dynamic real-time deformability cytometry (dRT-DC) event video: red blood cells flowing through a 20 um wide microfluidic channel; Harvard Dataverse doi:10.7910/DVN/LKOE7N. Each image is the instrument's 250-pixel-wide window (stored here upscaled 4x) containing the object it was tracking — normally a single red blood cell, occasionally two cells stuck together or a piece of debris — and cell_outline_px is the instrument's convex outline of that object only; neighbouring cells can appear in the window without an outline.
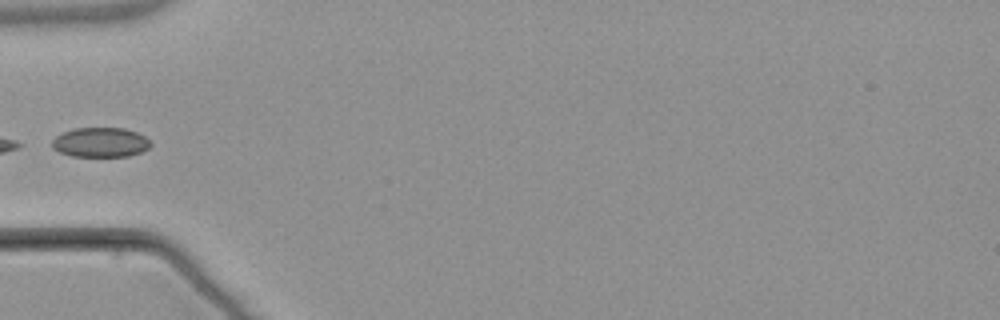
{"species": "common noctule bat (a hibernating species)", "species_latin": "Nyctalus noctula", "temperature_condition": "warm", "stored_images_in_passage": 5, "camera_frame_rate_fps": 3000, "um_per_image_px": 0.085, "animal": {"sex": "male", "body_mass_g": 21.5, "forearm_length_mm": 52.0}, "frame": {"image": 1, "passage_image": 5, "time_ms": 5.0, "image_size_px": [1000, 320], "cell_outline_px": [[152, 144], [148, 148], [140, 152], [128, 156], [72, 156], [60, 152], [52, 148], [52, 140], [56, 136], [64, 132], [76, 128], [124, 128], [136, 132], [144, 136]], "centroid_in_image_um": [8.53, 12.1], "position_along_channel_um": 76.5, "area_um2": 16.88}}